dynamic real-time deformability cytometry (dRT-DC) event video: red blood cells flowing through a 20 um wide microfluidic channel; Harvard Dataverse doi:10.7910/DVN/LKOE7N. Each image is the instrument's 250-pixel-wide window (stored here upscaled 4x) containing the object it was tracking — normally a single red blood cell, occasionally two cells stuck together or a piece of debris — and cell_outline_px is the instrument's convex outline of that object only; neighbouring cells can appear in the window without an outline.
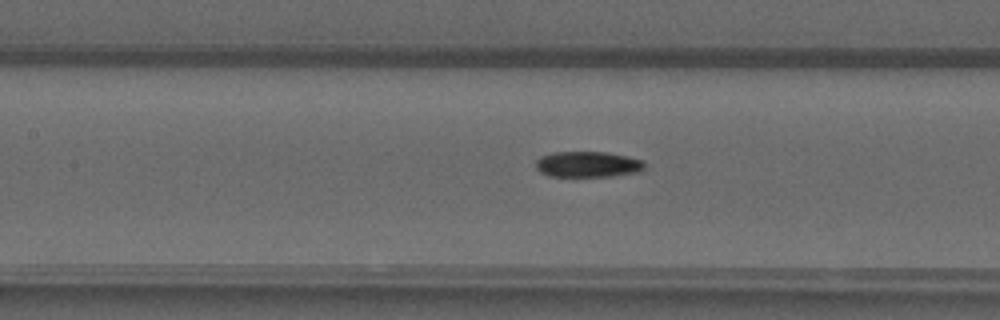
{"species": "common noctule bat (a hibernating species)", "species_latin": "Nyctalus noctula", "temperature_condition": "warm", "stored_images_in_passage": 29, "camera_frame_rate_fps": 3000, "um_per_image_px": 0.085, "animal": {"sex": "male", "forearm_length_mm": 52.5}, "frame": {"image": 1, "passage_image": 12, "time_ms": 3.667, "image_size_px": [1000, 320], "cell_outline_px": [[644, 168], [636, 172], [612, 176], [548, 176], [540, 172], [536, 168], [536, 160], [540, 156], [552, 152], [608, 152], [628, 156], [644, 160]], "centroid_in_image_um": [49.94, 13.96], "position_along_channel_um": 157.5, "area_um2": 16.42}}
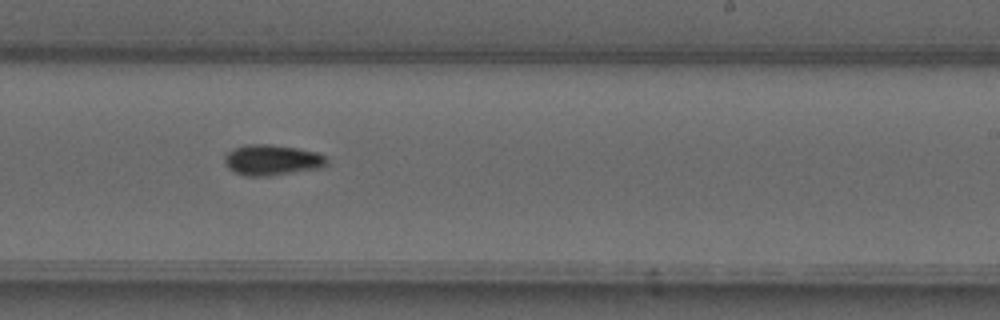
{"frame": {"image": 2, "passage_image": 20, "time_ms": 6.333, "image_size_px": [1000, 320], "cell_outline_px": [[328, 164], [320, 168], [268, 176], [244, 176], [228, 168], [224, 160], [224, 156], [228, 152], [236, 148], [248, 144], [268, 144], [296, 148], [316, 152], [324, 156], [328, 160]], "centroid_in_image_um": [23.12, 13.61], "position_along_channel_um": 265.9, "area_um2": 18.09}}
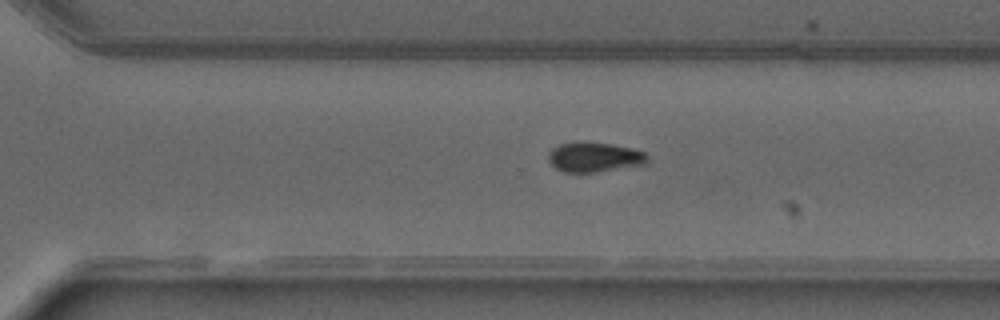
{"frame": {"image": 3, "passage_image": 24, "time_ms": 7.667, "image_size_px": [1000, 320], "cell_outline_px": [[648, 160], [644, 164], [596, 172], [564, 172], [556, 168], [548, 160], [548, 152], [552, 148], [560, 144], [576, 140], [608, 144], [632, 148], [644, 152], [648, 156]], "centroid_in_image_um": [50.48, 13.34], "position_along_channel_um": 320.1, "area_um2": 17.22}}